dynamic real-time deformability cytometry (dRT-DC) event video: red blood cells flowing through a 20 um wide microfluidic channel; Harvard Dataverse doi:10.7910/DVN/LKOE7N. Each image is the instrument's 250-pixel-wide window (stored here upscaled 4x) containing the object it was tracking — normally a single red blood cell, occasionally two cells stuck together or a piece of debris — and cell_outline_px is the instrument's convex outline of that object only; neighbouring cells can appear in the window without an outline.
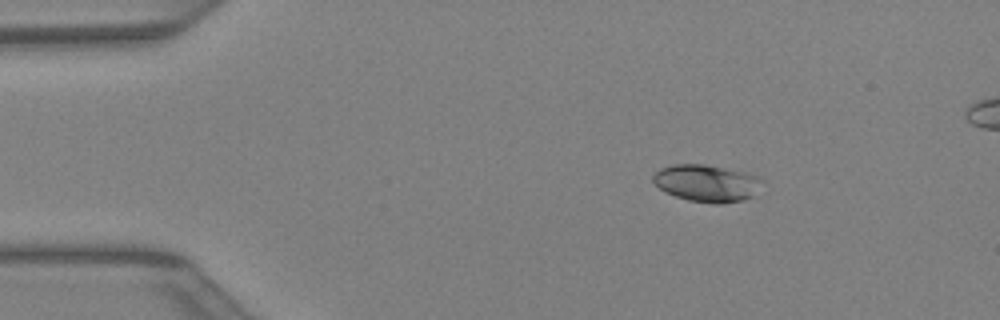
{"species": "Egyptian fruit bat (a non-hibernating species)", "species_latin": "Rousettus aegyptiacus", "temperature_condition": "warm", "stored_images_in_passage": 37, "segment_of_instrument_passage": [1, 2], "camera_frame_rate_fps": 3000, "um_per_image_px": 0.085, "animal": {"sex": "female"}, "frame": {"image": 1, "passage_image": 1, "time_ms": 0.0, "image_size_px": [1000, 320], "cell_outline_px": [[764, 180], [756, 196], [744, 200], [724, 204], [712, 204], [688, 200], [664, 192], [652, 180], [652, 176], [660, 168], [672, 164], [704, 164], [744, 172], [756, 176]], "centroid_in_image_um": [60.1, 15.58], "position_along_channel_um": 24.9, "area_um2": 23.87}}
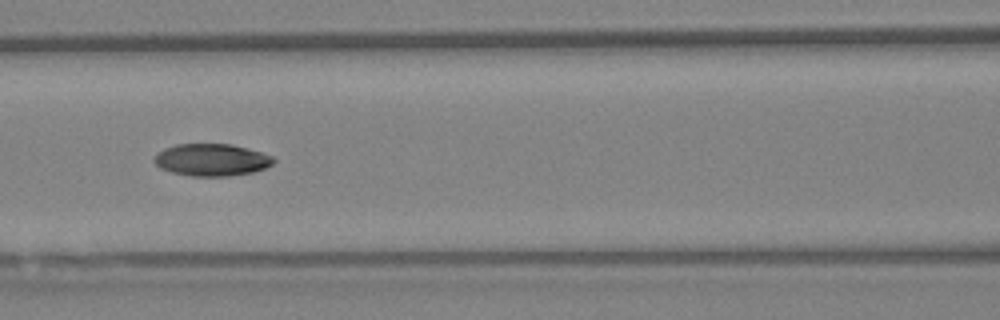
{"frame": {"image": 2, "passage_image": 13, "time_ms": 4.0, "image_size_px": [1000, 320], "cell_outline_px": [[276, 160], [272, 164], [264, 168], [252, 172], [228, 176], [192, 176], [172, 172], [160, 168], [152, 160], [164, 148], [176, 144], [232, 144], [260, 152], [272, 156]], "centroid_in_image_um": [17.98, 13.58], "position_along_channel_um": 148.6, "area_um2": 22.2}}
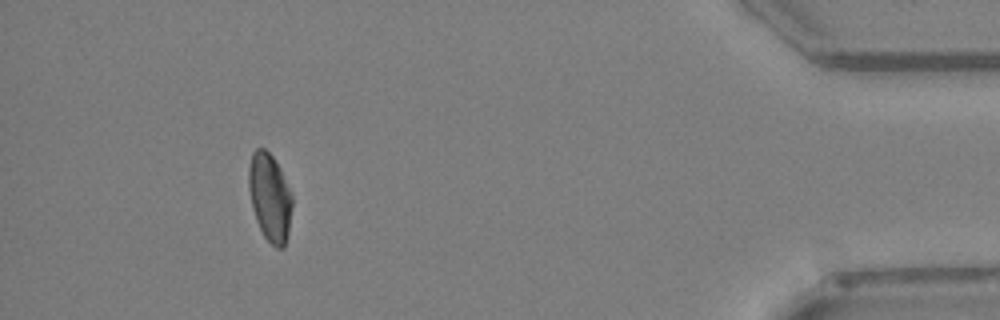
{"frame": {"image": 3, "passage_image": 33, "time_ms": 10.667, "image_size_px": [1000, 320], "cell_outline_px": [[292, 204], [288, 232], [284, 248], [276, 248], [264, 236], [256, 220], [252, 208], [248, 188], [248, 168], [252, 152], [256, 148], [264, 148], [272, 156], [280, 168], [292, 196]], "centroid_in_image_um": [22.91, 16.76], "position_along_channel_um": 412.3, "area_um2": 22.2}}